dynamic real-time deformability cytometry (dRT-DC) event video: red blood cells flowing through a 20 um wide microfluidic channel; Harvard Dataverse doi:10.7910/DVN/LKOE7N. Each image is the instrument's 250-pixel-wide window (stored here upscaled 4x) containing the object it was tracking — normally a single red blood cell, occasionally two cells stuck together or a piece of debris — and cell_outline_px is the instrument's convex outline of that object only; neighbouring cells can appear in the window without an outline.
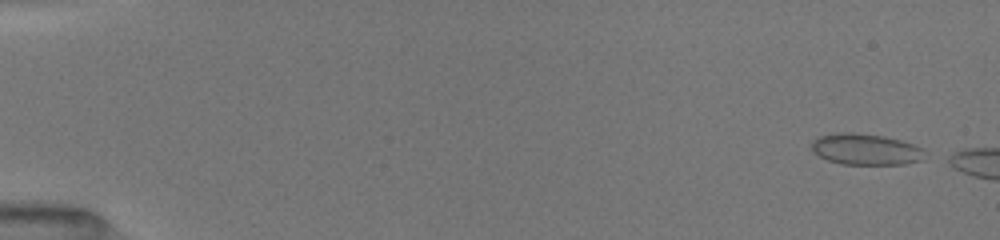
{"species": "common noctule bat (a hibernating species)", "species_latin": "Nyctalus noctula", "temperature_condition": "room temperature", "stored_images_in_passage": 45, "camera_frame_rate_fps": 3000, "um_per_image_px": 0.085, "animal": {"sex": "female", "body_mass_g": 19.5, "forearm_length_mm": 54.1}, "frame": {"image": 1, "passage_image": 1, "time_ms": 0.0, "image_size_px": [1000, 240], "cell_outline_px": [[924, 160], [904, 164], [840, 164], [828, 160], [812, 152], [812, 140], [820, 136], [836, 132], [856, 132], [884, 136], [900, 140], [924, 148]], "centroid_in_image_um": [73.58, 12.68], "position_along_channel_um": 11.4, "area_um2": 20.75}}
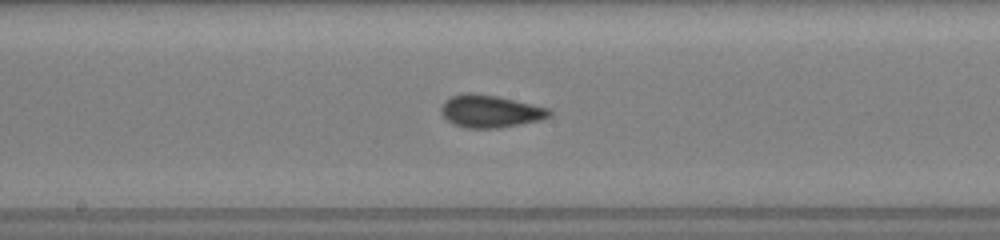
{"frame": {"image": 2, "passage_image": 27, "time_ms": 8.667, "image_size_px": [1000, 240], "cell_outline_px": [[552, 116], [540, 120], [520, 124], [496, 128], [464, 128], [452, 124], [440, 112], [440, 108], [444, 100], [452, 96], [464, 92], [472, 92], [496, 96], [548, 108], [552, 112]], "centroid_in_image_um": [41.63, 9.46], "position_along_channel_um": 206.6, "area_um2": 20.52}}
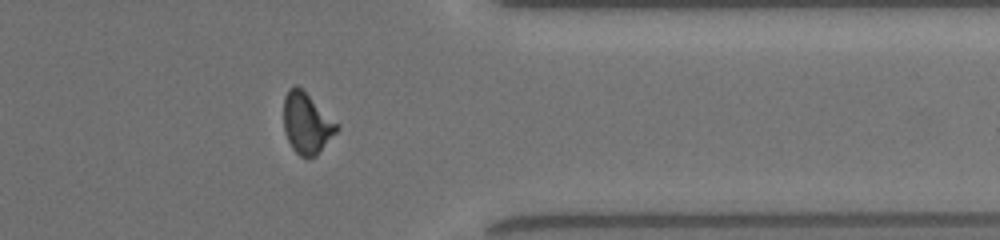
{"frame": {"image": 3, "passage_image": 41, "time_ms": 13.333, "image_size_px": [1000, 240], "cell_outline_px": [[340, 128], [316, 156], [300, 156], [292, 148], [284, 132], [284, 96], [288, 88], [296, 84], [340, 124]], "centroid_in_image_um": [26.08, 10.46], "position_along_channel_um": 385.3, "area_um2": 18.84}}